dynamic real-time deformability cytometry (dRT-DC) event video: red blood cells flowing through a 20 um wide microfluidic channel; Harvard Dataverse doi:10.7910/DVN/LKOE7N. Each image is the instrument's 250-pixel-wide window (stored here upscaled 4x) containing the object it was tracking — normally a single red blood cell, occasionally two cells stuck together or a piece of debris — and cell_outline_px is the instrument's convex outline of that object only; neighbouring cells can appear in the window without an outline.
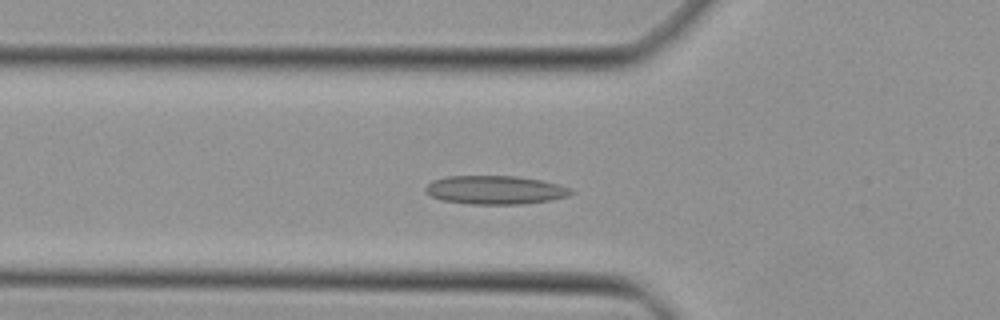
{"species": "Egyptian fruit bat (a non-hibernating species)", "species_latin": "Rousettus aegyptiacus", "temperature_condition": "cold", "stored_images_in_passage": 44, "camera_frame_rate_fps": 3000, "um_per_image_px": 0.085, "animal": {"sex": "female"}, "frame": {"image": 1, "passage_image": 13, "time_ms": 4.0, "image_size_px": [1000, 320], "cell_outline_px": [[576, 192], [568, 196], [548, 200], [520, 204], [472, 204], [440, 200], [424, 192], [424, 188], [432, 180], [448, 176], [516, 176], [540, 180], [560, 184]], "centroid_in_image_um": [42.06, 16.14], "position_along_channel_um": 83.7, "area_um2": 24.22}}
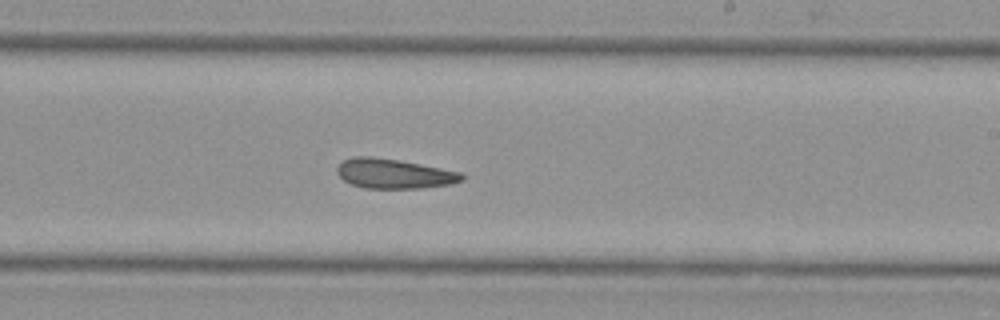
{"frame": {"image": 2, "passage_image": 25, "time_ms": 8.0, "image_size_px": [1000, 320], "cell_outline_px": [[464, 180], [452, 184], [420, 188], [364, 188], [352, 184], [344, 180], [336, 172], [336, 168], [344, 160], [352, 156], [372, 156], [400, 160], [460, 172], [464, 176]], "centroid_in_image_um": [33.48, 14.76], "position_along_channel_um": 255.5, "area_um2": 21.56}}
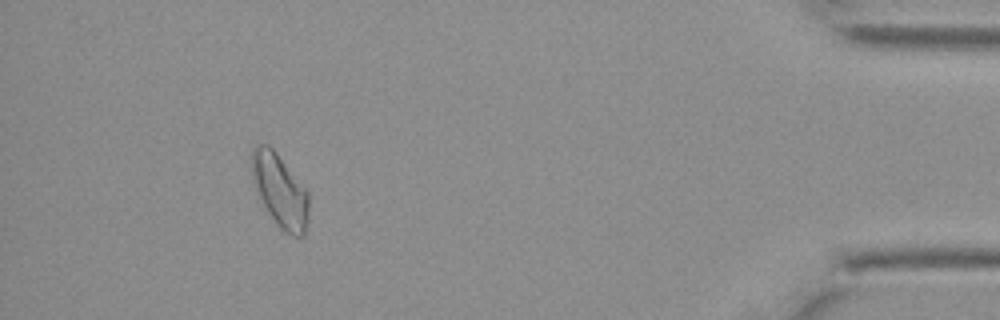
{"frame": {"image": 3, "passage_image": 40, "time_ms": 13.0, "image_size_px": [1000, 320], "cell_outline_px": [[308, 220], [304, 236], [292, 236], [284, 232], [276, 224], [268, 212], [256, 192], [252, 176], [252, 148], [256, 144], [268, 144], [276, 152], [308, 192]], "centroid_in_image_um": [23.79, 16.22], "position_along_channel_um": 411.4, "area_um2": 24.16}}